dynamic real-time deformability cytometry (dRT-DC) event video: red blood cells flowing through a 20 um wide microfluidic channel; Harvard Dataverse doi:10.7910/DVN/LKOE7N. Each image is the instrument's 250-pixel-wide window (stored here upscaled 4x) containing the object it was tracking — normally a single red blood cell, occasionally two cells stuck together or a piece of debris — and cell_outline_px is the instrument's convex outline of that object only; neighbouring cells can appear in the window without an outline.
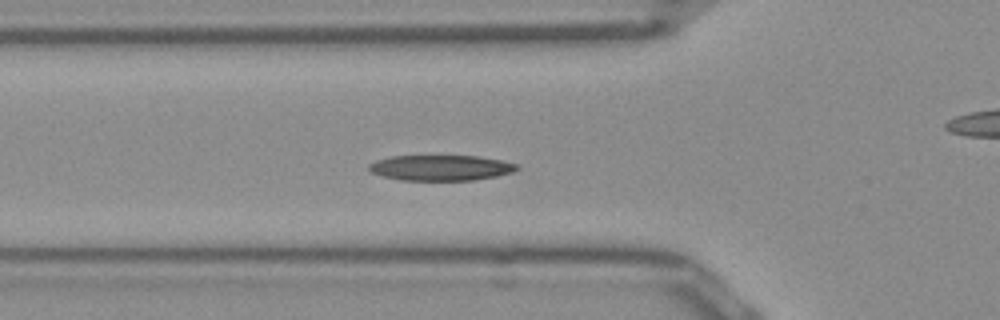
{"species": "Egyptian fruit bat (a non-hibernating species)", "species_latin": "Rousettus aegyptiacus", "temperature_condition": "room temperature", "stored_images_in_passage": 37, "camera_frame_rate_fps": 3000, "um_per_image_px": 0.085, "frame": {"image": 1, "passage_image": 2, "time_ms": 0.333, "image_size_px": [1000, 320], "cell_outline_px": [[520, 168], [512, 172], [496, 176], [472, 180], [400, 180], [384, 176], [372, 172], [368, 168], [368, 164], [376, 160], [392, 156], [476, 156], [500, 160], [520, 164]], "centroid_in_image_um": [37.48, 14.26], "position_along_channel_um": 88.3, "area_um2": 21.91}}
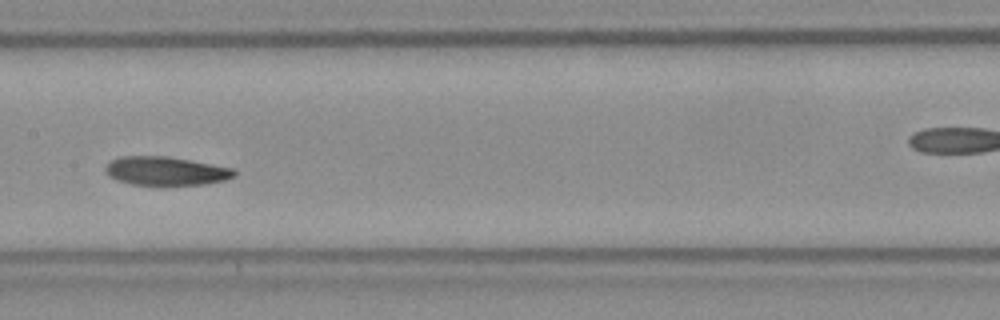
{"frame": {"image": 2, "passage_image": 10, "time_ms": 3.0, "image_size_px": [1000, 320], "cell_outline_px": [[236, 176], [224, 180], [204, 184], [160, 188], [132, 184], [116, 180], [104, 168], [112, 160], [120, 156], [168, 156], [232, 168], [236, 172]], "centroid_in_image_um": [14.11, 14.58], "position_along_channel_um": 193.3, "area_um2": 22.08}}
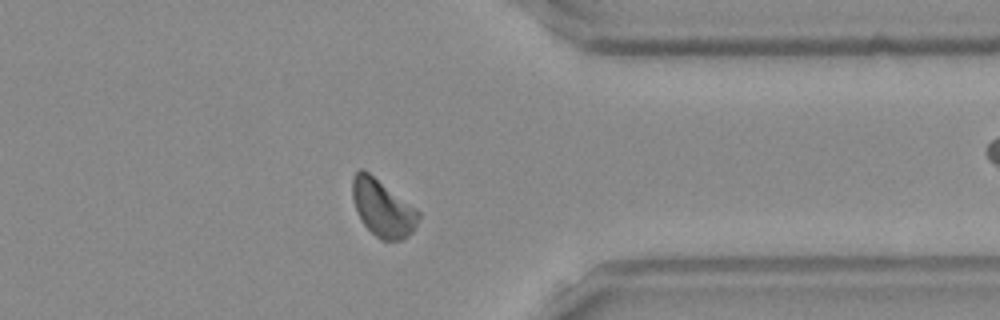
{"frame": {"image": 3, "passage_image": 25, "time_ms": 8.0, "image_size_px": [1000, 320], "cell_outline_px": [[420, 216], [416, 228], [404, 240], [380, 240], [360, 220], [352, 196], [352, 176], [360, 168], [364, 168], [416, 208], [420, 212]], "centroid_in_image_um": [32.53, 17.68], "position_along_channel_um": 378.9, "area_um2": 22.08}}